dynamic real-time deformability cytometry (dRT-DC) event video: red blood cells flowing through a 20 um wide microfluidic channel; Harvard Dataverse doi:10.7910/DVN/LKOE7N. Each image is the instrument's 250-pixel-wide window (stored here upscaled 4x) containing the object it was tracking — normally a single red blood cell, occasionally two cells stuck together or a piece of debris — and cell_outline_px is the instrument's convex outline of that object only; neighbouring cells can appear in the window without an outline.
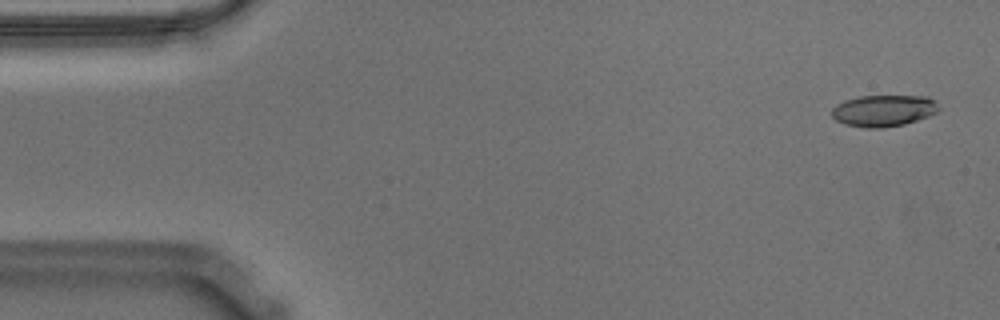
{"species": "Egyptian fruit bat (a non-hibernating species)", "species_latin": "Rousettus aegyptiacus", "temperature_condition": "warm", "stored_images_in_passage": 55, "camera_frame_rate_fps": 3000, "um_per_image_px": 0.085, "animal": {"sex": "male"}, "frame": {"image": 1, "passage_image": 2, "time_ms": 0.333, "image_size_px": [1000, 320], "cell_outline_px": [[940, 108], [936, 112], [928, 116], [904, 124], [880, 128], [864, 128], [844, 124], [836, 120], [832, 116], [832, 108], [836, 104], [844, 100], [856, 96], [928, 96]], "centroid_in_image_um": [75.05, 9.4], "position_along_channel_um": 9.9, "area_um2": 19.65}}
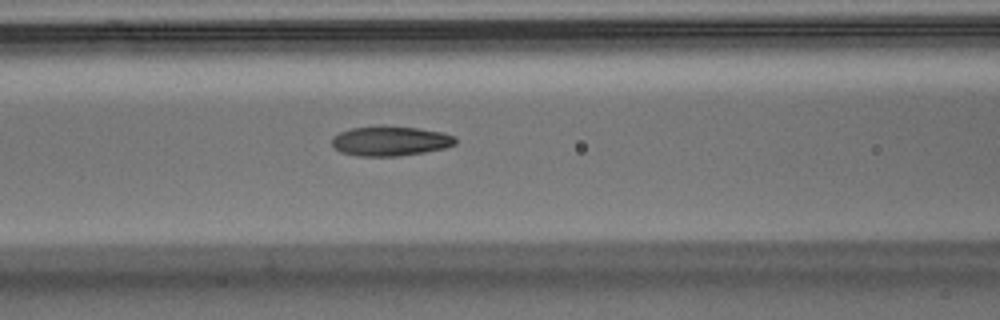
{"frame": {"image": 2, "passage_image": 22, "time_ms": 7.0, "image_size_px": [1000, 320], "cell_outline_px": [[456, 144], [444, 148], [424, 152], [400, 156], [356, 156], [340, 152], [332, 144], [332, 136], [340, 132], [352, 128], [416, 128], [440, 132], [456, 136]], "centroid_in_image_um": [33.18, 12.02], "position_along_channel_um": 133.4, "area_um2": 20.75}}
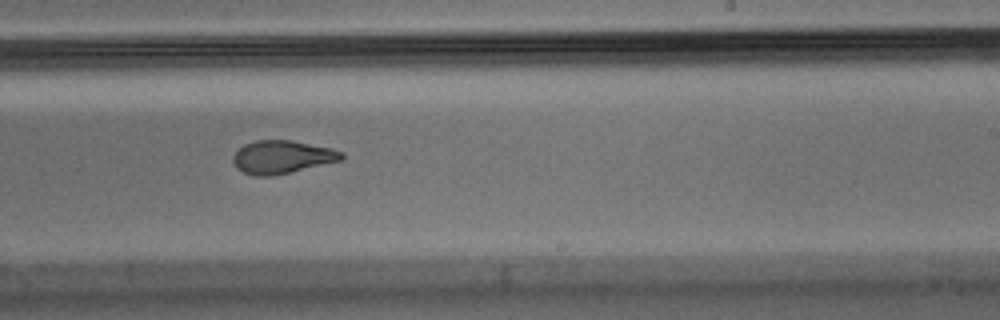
{"frame": {"image": 3, "passage_image": 33, "time_ms": 10.667, "image_size_px": [1000, 320], "cell_outline_px": [[344, 160], [288, 172], [268, 176], [256, 176], [244, 172], [236, 168], [232, 160], [232, 156], [244, 144], [256, 140], [292, 140], [332, 148], [344, 152]], "centroid_in_image_um": [23.99, 13.33], "position_along_channel_um": 265.0, "area_um2": 20.87}, "authors_computed_cell_mechanics": {"area_um2": 21.097, "velocity_mm_per_s": 3.594, "shape_relaxation_time_tau1_ms": 6.405, "shape_relaxation_time_tau2_ms": 2.1633, "deformation_change_tau1": 0.2308, "deformation_change_tau2": 0.095}}